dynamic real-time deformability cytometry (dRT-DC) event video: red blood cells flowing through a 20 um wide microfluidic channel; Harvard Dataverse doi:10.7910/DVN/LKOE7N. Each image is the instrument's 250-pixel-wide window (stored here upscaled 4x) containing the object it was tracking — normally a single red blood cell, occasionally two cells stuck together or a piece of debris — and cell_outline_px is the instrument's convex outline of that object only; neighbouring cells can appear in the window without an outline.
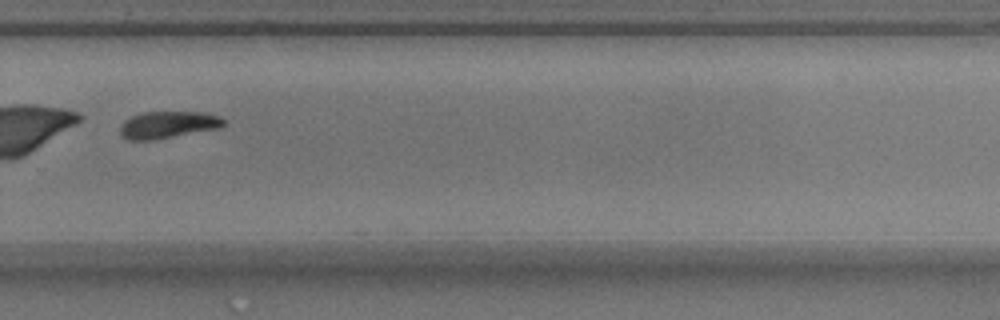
{"species": "common noctule bat (a hibernating species)", "species_latin": "Nyctalus noctula", "temperature_condition": "warm", "stored_images_in_passage": 31, "camera_frame_rate_fps": 3000, "um_per_image_px": 0.085, "animal": {"sex": "male", "body_mass_g": 17.9}, "frame": {"image": 1, "passage_image": 22, "time_ms": 7.0, "image_size_px": [1000, 320], "cell_outline_px": [[224, 124], [220, 128], [152, 140], [128, 140], [120, 136], [120, 124], [124, 120], [132, 116], [144, 112], [200, 112], [220, 116], [224, 120]], "centroid_in_image_um": [14.24, 10.61], "position_along_channel_um": 315.6, "area_um2": 16.3}}